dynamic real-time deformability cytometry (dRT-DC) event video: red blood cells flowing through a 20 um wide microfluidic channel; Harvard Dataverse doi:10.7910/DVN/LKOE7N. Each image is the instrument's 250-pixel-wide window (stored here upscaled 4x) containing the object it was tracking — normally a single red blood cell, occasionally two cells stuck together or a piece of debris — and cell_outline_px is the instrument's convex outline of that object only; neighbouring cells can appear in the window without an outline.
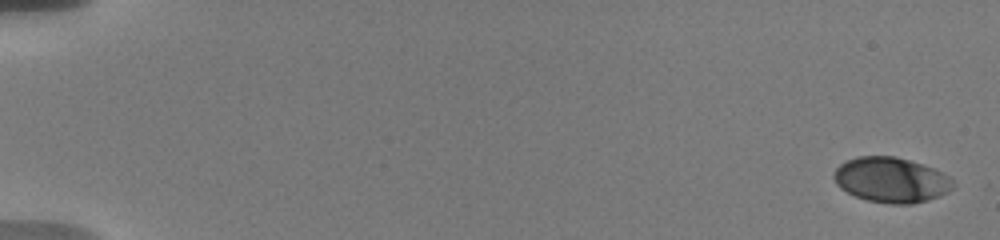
{"species": "human", "species_latin": "Homo sapiens", "temperature_condition": "warm", "stored_images_in_passage": 14, "segment_of_instrument_passage": [1, 2], "camera_frame_rate_fps": 3000, "um_per_image_px": 0.085, "donor": {"sex": "male"}, "frame": {"image": 1, "passage_image": 1, "time_ms": 0.0, "image_size_px": [1000, 240], "cell_outline_px": [[952, 188], [928, 200], [912, 204], [892, 204], [868, 200], [856, 196], [840, 188], [836, 184], [832, 176], [836, 168], [840, 164], [848, 160], [860, 156], [896, 156], [932, 168], [948, 176], [952, 180]], "centroid_in_image_um": [75.69, 15.29], "position_along_channel_um": 9.3, "area_um2": 30.87}}
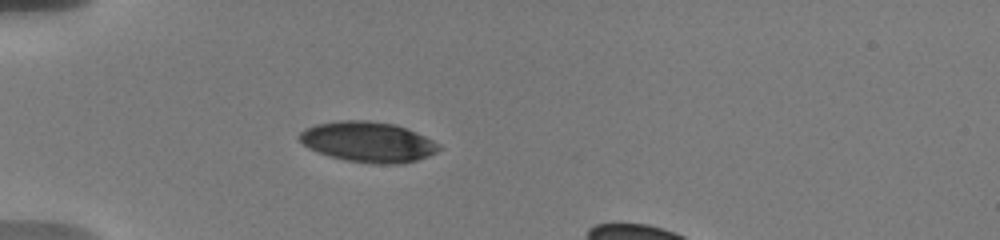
{"frame": {"image": 2, "passage_image": 10, "time_ms": 5.667, "image_size_px": [1000, 240], "cell_outline_px": [[440, 148], [436, 152], [428, 156], [404, 164], [372, 164], [344, 160], [308, 148], [300, 140], [300, 132], [304, 128], [316, 124], [340, 120], [368, 120], [396, 124], [408, 128], [440, 144]], "centroid_in_image_um": [31.3, 12.06], "position_along_channel_um": 53.7, "area_um2": 32.89}}